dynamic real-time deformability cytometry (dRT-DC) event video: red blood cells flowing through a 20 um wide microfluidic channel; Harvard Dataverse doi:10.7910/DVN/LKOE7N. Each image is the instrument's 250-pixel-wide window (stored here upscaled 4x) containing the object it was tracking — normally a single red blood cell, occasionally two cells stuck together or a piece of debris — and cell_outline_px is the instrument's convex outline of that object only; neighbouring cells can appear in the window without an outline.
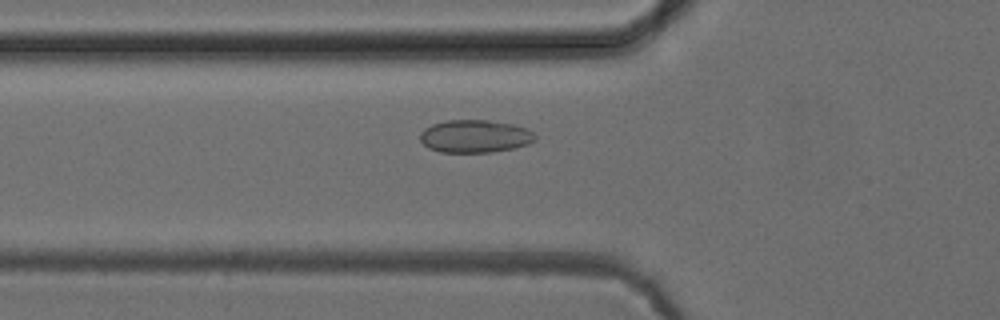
{"species": "common noctule bat (a hibernating species)", "species_latin": "Nyctalus noctula", "temperature_condition": "cold", "stored_images_in_passage": 41, "camera_frame_rate_fps": 3000, "um_per_image_px": 0.085, "animal": {"sex": "female", "body_mass_g": 24.6, "forearm_length_mm": 56.2}, "frame": {"image": 1, "passage_image": 10, "time_ms": 3.0, "image_size_px": [1000, 320], "cell_outline_px": [[536, 140], [528, 144], [512, 148], [492, 152], [440, 152], [428, 148], [420, 140], [420, 132], [424, 128], [432, 124], [448, 120], [488, 120], [516, 124], [532, 132], [536, 136]], "centroid_in_image_um": [40.36, 11.58], "position_along_channel_um": 85.4, "area_um2": 22.02}}
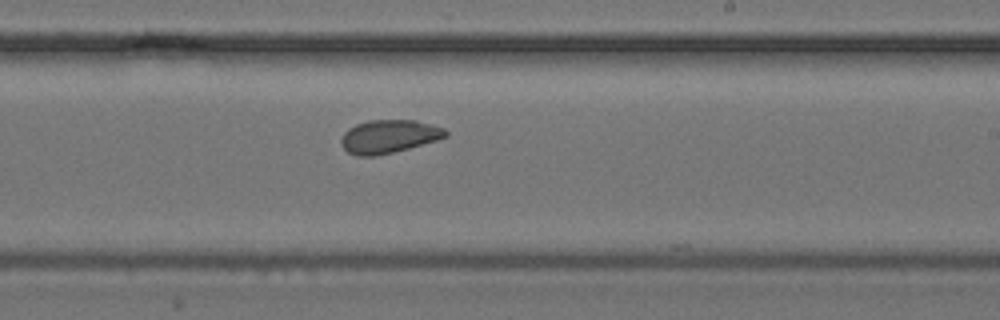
{"frame": {"image": 2, "passage_image": 23, "time_ms": 7.333, "image_size_px": [1000, 320], "cell_outline_px": [[448, 136], [436, 140], [408, 148], [376, 156], [356, 156], [348, 152], [340, 144], [340, 140], [344, 132], [348, 128], [356, 124], [368, 120], [416, 120], [444, 128], [448, 132]], "centroid_in_image_um": [33.02, 11.59], "position_along_channel_um": 256.0, "area_um2": 20.23}}
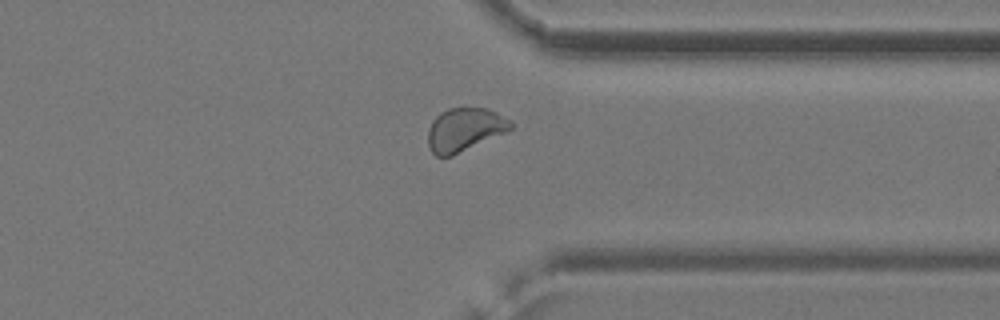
{"frame": {"image": 3, "passage_image": 32, "time_ms": 10.333, "image_size_px": [1000, 320], "cell_outline_px": [[512, 128], [508, 132], [452, 156], [436, 156], [428, 148], [428, 128], [432, 120], [440, 112], [448, 108], [464, 104], [484, 108], [496, 112], [512, 120]], "centroid_in_image_um": [39.5, 10.97], "position_along_channel_um": 371.9, "area_um2": 21.68}, "authors_computed_cell_mechanics": {"area_um2": 20.7502, "velocity_mm_per_s": 3.9255, "shape_relaxation_time_tau1_ms": null, "shape_relaxation_time_tau2_ms": 3.102, "deformation_change_tau1": null, "deformation_change_tau2": 0.0543}}